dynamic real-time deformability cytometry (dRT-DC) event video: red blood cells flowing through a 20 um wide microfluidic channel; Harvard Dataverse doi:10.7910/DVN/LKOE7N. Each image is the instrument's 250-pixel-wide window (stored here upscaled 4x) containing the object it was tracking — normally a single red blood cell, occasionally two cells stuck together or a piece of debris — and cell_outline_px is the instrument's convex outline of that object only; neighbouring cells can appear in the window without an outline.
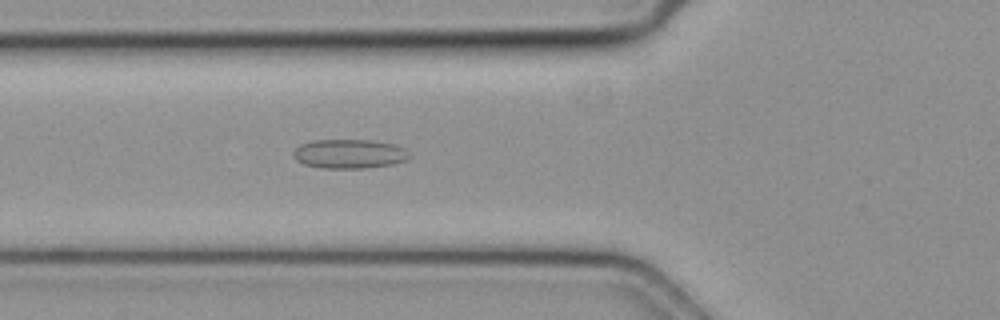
{"species": "common noctule bat (a hibernating species)", "species_latin": "Nyctalus noctula", "temperature_condition": "cold", "stored_images_in_passage": 49, "segment_of_instrument_passage": [1, 2], "camera_frame_rate_fps": 3000, "um_per_image_px": 0.085, "animal": {"sex": "female", "body_mass_g": 19.3, "forearm_length_mm": 54.1}, "frame": {"image": 1, "passage_image": 13, "time_ms": 4.0, "image_size_px": [1000, 320], "cell_outline_px": [[412, 156], [408, 160], [392, 164], [364, 168], [320, 168], [304, 164], [296, 160], [292, 152], [300, 144], [312, 140], [368, 140], [392, 144], [404, 148], [412, 152]], "centroid_in_image_um": [29.71, 13.08], "position_along_channel_um": 96.1, "area_um2": 19.88}}
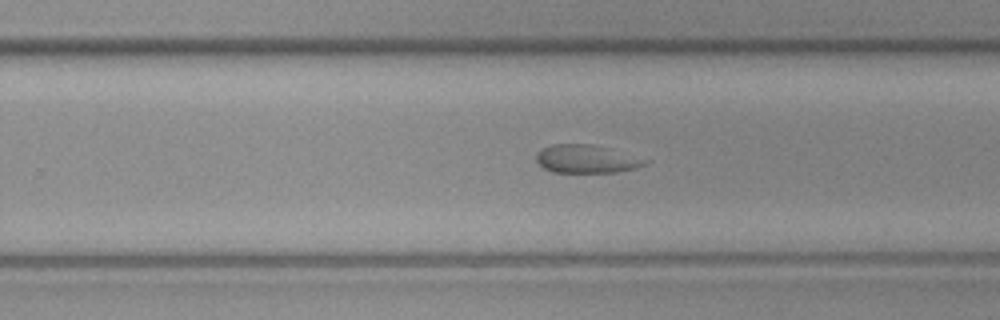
{"frame": {"image": 2, "passage_image": 28, "time_ms": 9.0, "image_size_px": [1000, 320], "cell_outline_px": [[652, 160], [648, 164], [636, 168], [616, 172], [552, 172], [544, 168], [536, 160], [536, 156], [544, 148], [552, 144], [592, 144], [608, 148]], "centroid_in_image_um": [49.91, 13.51], "position_along_channel_um": 279.9, "area_um2": 17.8}}
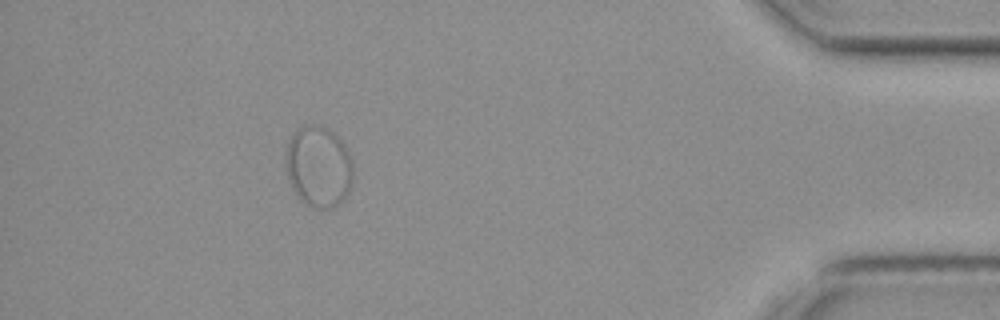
{"frame": {"image": 3, "passage_image": 43, "time_ms": 14.0, "image_size_px": [1000, 320], "cell_outline_px": [[352, 180], [348, 192], [344, 200], [336, 208], [312, 208], [304, 204], [296, 196], [288, 180], [288, 140], [304, 124], [316, 124], [328, 128], [348, 148], [352, 160]], "centroid_in_image_um": [27.11, 14.2], "position_along_channel_um": 408.1, "area_um2": 31.91}}